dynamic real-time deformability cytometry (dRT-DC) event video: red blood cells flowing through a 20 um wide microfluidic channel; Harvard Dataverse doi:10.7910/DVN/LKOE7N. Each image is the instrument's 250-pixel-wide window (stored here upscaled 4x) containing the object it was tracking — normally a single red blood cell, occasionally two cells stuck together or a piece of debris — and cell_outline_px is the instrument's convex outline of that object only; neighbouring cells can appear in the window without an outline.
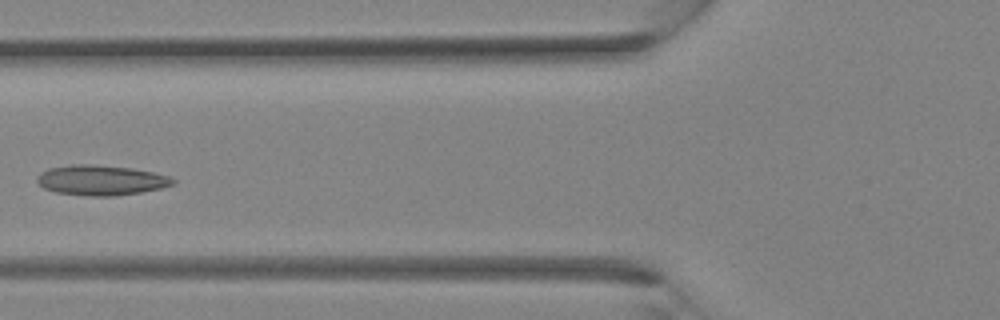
{"species": "Egyptian fruit bat (a non-hibernating species)", "species_latin": "Rousettus aegyptiacus", "temperature_condition": "room temperature", "stored_images_in_passage": 36, "camera_frame_rate_fps": 3000, "um_per_image_px": 0.085, "animal": {"sex": "female"}, "frame": {"image": 1, "passage_image": 13, "time_ms": 4.0, "image_size_px": [1000, 320], "cell_outline_px": [[176, 180], [172, 184], [160, 188], [140, 192], [116, 196], [88, 196], [56, 192], [44, 188], [36, 180], [40, 172], [48, 168], [72, 164], [88, 164], [132, 168], [152, 172], [168, 176]], "centroid_in_image_um": [8.55, 15.31], "position_along_channel_um": 117.2, "area_um2": 23.7}}
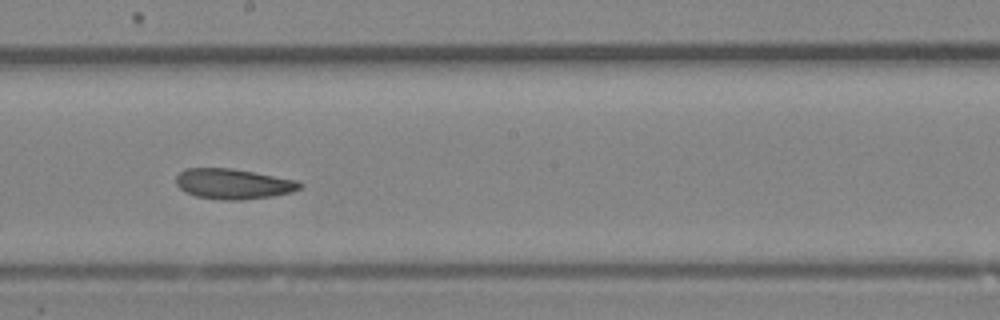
{"frame": {"image": 2, "passage_image": 19, "time_ms": 6.0, "image_size_px": [1000, 320], "cell_outline_px": [[304, 184], [300, 188], [292, 192], [272, 196], [240, 200], [220, 200], [196, 196], [184, 192], [176, 184], [176, 176], [184, 168], [232, 168], [296, 180]], "centroid_in_image_um": [19.8, 15.63], "position_along_channel_um": 228.4, "area_um2": 21.91}}
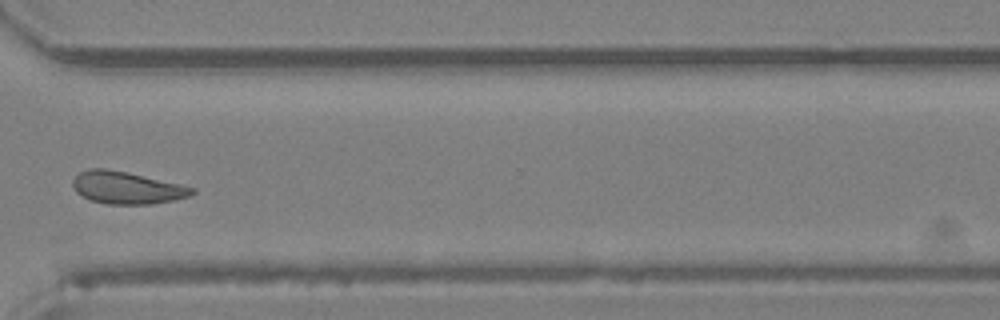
{"frame": {"image": 3, "passage_image": 26, "time_ms": 8.333, "image_size_px": [1000, 320], "cell_outline_px": [[196, 192], [188, 196], [176, 200], [148, 204], [108, 204], [92, 200], [76, 192], [72, 184], [72, 180], [80, 172], [88, 168], [104, 168], [124, 172], [180, 184], [196, 188]], "centroid_in_image_um": [10.78, 15.96], "position_along_channel_um": 359.8, "area_um2": 22.14}}